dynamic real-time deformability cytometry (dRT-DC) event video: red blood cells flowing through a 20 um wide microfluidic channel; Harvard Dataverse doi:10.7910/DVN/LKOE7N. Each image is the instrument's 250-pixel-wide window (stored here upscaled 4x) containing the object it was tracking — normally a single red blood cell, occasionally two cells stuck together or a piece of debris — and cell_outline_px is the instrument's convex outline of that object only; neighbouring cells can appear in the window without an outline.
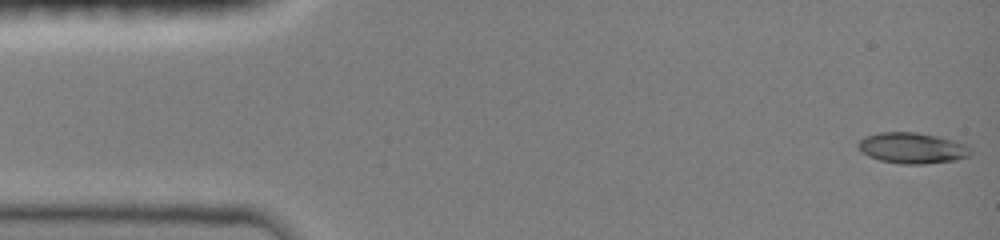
{"species": "common noctule bat (a hibernating species)", "species_latin": "Nyctalus noctula", "temperature_condition": "room temperature", "stored_images_in_passage": 47, "camera_frame_rate_fps": 3000, "um_per_image_px": 0.085, "animal": {"sex": "female", "body_mass_g": 19.0, "forearm_length_mm": 51.5}, "frame": {"image": 1, "passage_image": 1, "time_ms": 0.0, "image_size_px": [1000, 240], "cell_outline_px": [[972, 152], [968, 156], [956, 160], [924, 164], [900, 164], [880, 160], [868, 156], [860, 152], [856, 144], [864, 136], [880, 132], [916, 132], [936, 136], [952, 140], [964, 144], [972, 148]], "centroid_in_image_um": [77.5, 12.58], "position_along_channel_um": 7.5, "area_um2": 20.35}}
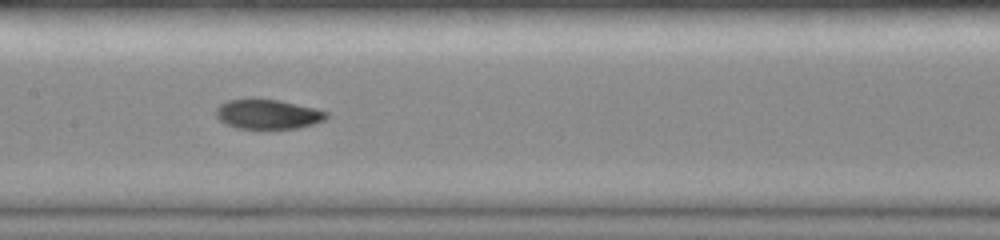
{"frame": {"image": 2, "passage_image": 23, "time_ms": 7.333, "image_size_px": [1000, 240], "cell_outline_px": [[328, 116], [324, 120], [312, 124], [296, 128], [236, 128], [224, 124], [216, 116], [216, 108], [220, 104], [228, 100], [280, 100], [316, 108], [328, 112]], "centroid_in_image_um": [22.77, 9.71], "position_along_channel_um": 184.6, "area_um2": 18.79}}
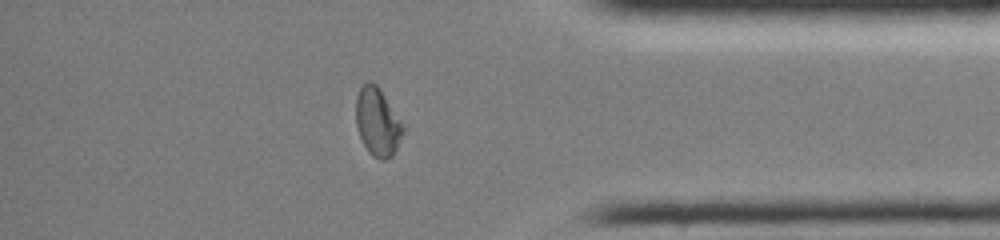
{"frame": {"image": 3, "passage_image": 40, "time_ms": 13.0, "image_size_px": [1000, 240], "cell_outline_px": [[408, 128], [392, 156], [384, 160], [380, 160], [372, 156], [368, 152], [356, 128], [356, 96], [360, 88], [368, 80], [376, 84], [380, 88]], "centroid_in_image_um": [32.14, 10.37], "position_along_channel_um": 403.1, "area_um2": 19.31}, "authors_computed_cell_mechanics": {"area_um2": 19.4208, "velocity_mm_per_s": 4.0363, "shape_relaxation_time_tau1_ms": null, "shape_relaxation_time_tau2_ms": 1.4784, "deformation_change_tau1": null, "deformation_change_tau2": 0.0438}}